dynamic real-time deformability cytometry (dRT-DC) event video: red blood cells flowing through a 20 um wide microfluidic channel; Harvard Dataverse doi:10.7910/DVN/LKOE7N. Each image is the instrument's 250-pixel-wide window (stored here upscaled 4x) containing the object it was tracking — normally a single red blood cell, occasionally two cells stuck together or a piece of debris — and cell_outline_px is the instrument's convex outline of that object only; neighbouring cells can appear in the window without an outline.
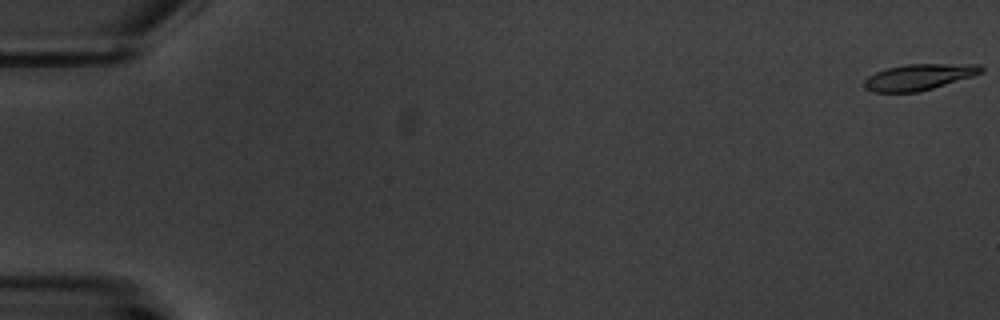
{"species": "common noctule bat (a hibernating species)", "species_latin": "Nyctalus noctula", "temperature_condition": "warm", "stored_images_in_passage": 6, "camera_frame_rate_fps": 3000, "um_per_image_px": 0.085, "animal": {"sex": "male", "body_mass_g": 20.1, "forearm_length_mm": 53.5}, "frame": {"image": 1, "passage_image": 1, "time_ms": 0.0, "image_size_px": [1000, 320], "cell_outline_px": [[984, 72], [972, 76], [932, 88], [916, 92], [872, 92], [864, 88], [864, 80], [868, 76], [876, 72], [888, 68], [904, 64], [980, 64], [984, 68]], "centroid_in_image_um": [78.1, 6.54], "position_along_channel_um": 6.9, "area_um2": 17.69}}
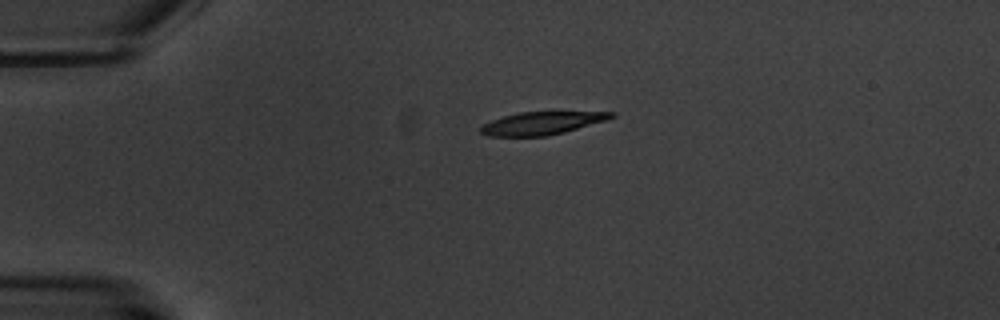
{"frame": {"image": 2, "passage_image": 5, "time_ms": 4.667, "image_size_px": [1000, 320], "cell_outline_px": [[616, 116], [608, 120], [564, 132], [548, 136], [488, 136], [480, 132], [480, 128], [484, 124], [492, 120], [504, 116], [520, 112], [556, 108], [616, 112]], "centroid_in_image_um": [46.23, 10.39], "position_along_channel_um": 38.8, "area_um2": 18.67}}